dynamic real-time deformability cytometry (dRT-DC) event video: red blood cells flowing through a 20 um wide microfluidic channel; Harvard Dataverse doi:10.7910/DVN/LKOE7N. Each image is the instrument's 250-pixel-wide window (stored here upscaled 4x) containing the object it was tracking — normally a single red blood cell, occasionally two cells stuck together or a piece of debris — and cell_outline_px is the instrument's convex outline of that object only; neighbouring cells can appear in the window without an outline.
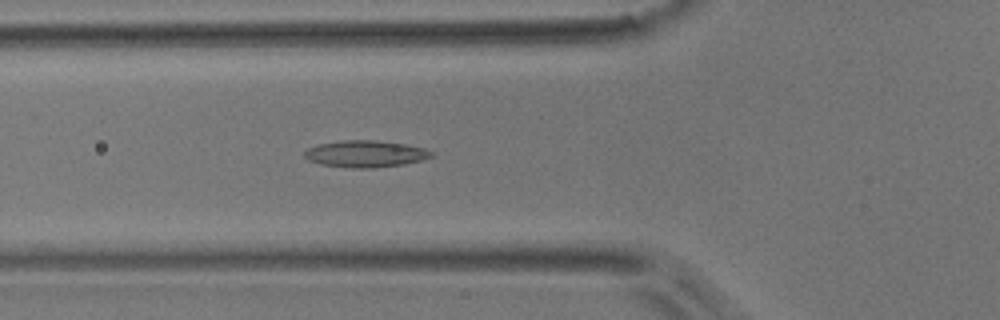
{"species": "common noctule bat (a hibernating species)", "species_latin": "Nyctalus noctula", "temperature_condition": "room temperature", "stored_images_in_passage": 44, "camera_frame_rate_fps": 3000, "um_per_image_px": 0.085, "animal": {"sex": "male", "body_mass_g": 17.9}, "frame": {"image": 1, "passage_image": 11, "time_ms": 3.333, "image_size_px": [1000, 320], "cell_outline_px": [[436, 156], [404, 164], [372, 168], [348, 168], [320, 164], [308, 160], [304, 156], [304, 152], [308, 148], [316, 144], [344, 140], [376, 140], [404, 144], [424, 148], [432, 152]], "centroid_in_image_um": [31.04, 13.08], "position_along_channel_um": 94.8, "area_um2": 19.88}}
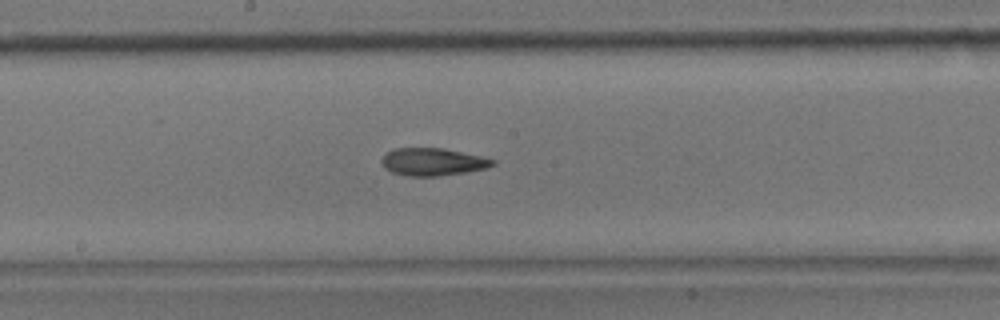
{"frame": {"image": 2, "passage_image": 20, "time_ms": 6.333, "image_size_px": [1000, 320], "cell_outline_px": [[496, 164], [488, 168], [468, 172], [440, 176], [408, 176], [392, 172], [384, 168], [380, 160], [392, 148], [444, 148], [480, 156], [496, 160]], "centroid_in_image_um": [36.8, 13.76], "position_along_channel_um": 211.4, "area_um2": 17.98}}
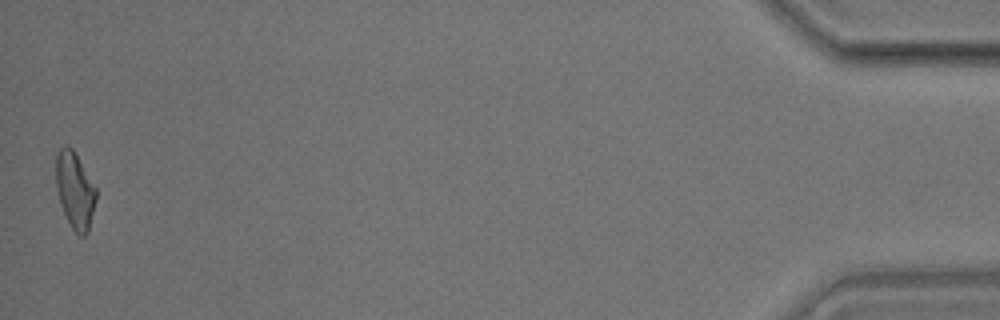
{"frame": {"image": 3, "passage_image": 44, "time_ms": 14.333, "image_size_px": [1000, 320], "cell_outline_px": [[96, 200], [88, 232], [84, 236], [80, 236], [72, 228], [64, 212], [56, 188], [56, 156], [60, 148], [72, 148], [96, 188]], "centroid_in_image_um": [6.38, 16.21], "position_along_channel_um": 428.8, "area_um2": 17.4}, "authors_computed_cell_mechanics": {"area_um2": 17.8602, "velocity_mm_per_s": 3.8686, "shape_relaxation_time_tau1_ms": 6.1171, "shape_relaxation_time_tau2_ms": 3.6352, "deformation_change_tau1": 0.1535, "deformation_change_tau2": 0.1252}}